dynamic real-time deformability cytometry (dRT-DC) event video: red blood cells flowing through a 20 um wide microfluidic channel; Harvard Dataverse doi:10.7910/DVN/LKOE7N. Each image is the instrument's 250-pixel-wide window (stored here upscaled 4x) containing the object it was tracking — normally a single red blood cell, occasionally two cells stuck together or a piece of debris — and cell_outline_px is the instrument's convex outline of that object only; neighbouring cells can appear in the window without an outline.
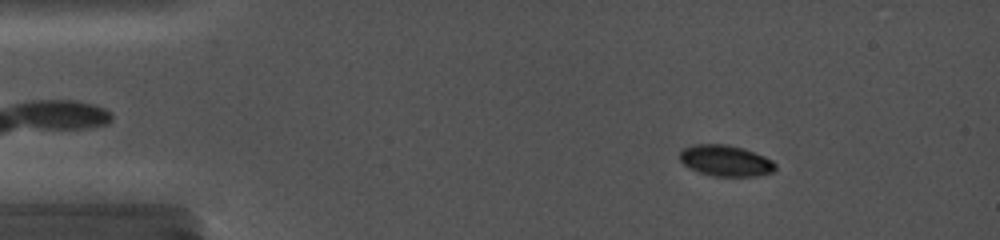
{"species": "common noctule bat (a hibernating species)", "species_latin": "Nyctalus noctula", "temperature_condition": "cold", "stored_images_in_passage": 27, "camera_frame_rate_fps": 5000, "um_per_image_px": 0.085, "animal": {"sex": "female", "body_mass_g": 19.0, "forearm_length_mm": 56.7}, "frame": {"image": 1, "passage_image": 4, "time_ms": 1.8, "image_size_px": [1000, 240], "cell_outline_px": [[776, 168], [772, 172], [756, 176], [712, 176], [688, 168], [680, 160], [680, 152], [684, 148], [692, 144], [728, 144], [744, 148], [764, 156], [772, 160], [776, 164]], "centroid_in_image_um": [61.67, 13.65], "position_along_channel_um": 23.3, "area_um2": 17.4}}
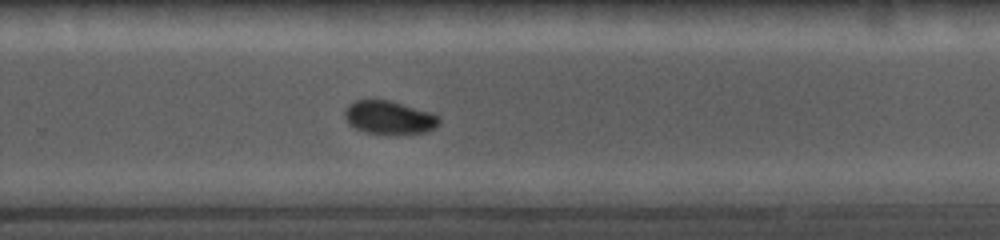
{"frame": {"image": 2, "passage_image": 19, "time_ms": 11.0, "image_size_px": [1000, 240], "cell_outline_px": [[440, 120], [428, 132], [392, 136], [364, 132], [348, 124], [344, 116], [344, 112], [348, 104], [356, 100], [388, 100], [432, 112], [440, 116]], "centroid_in_image_um": [33.07, 10.02], "position_along_channel_um": 296.7, "area_um2": 18.73}}
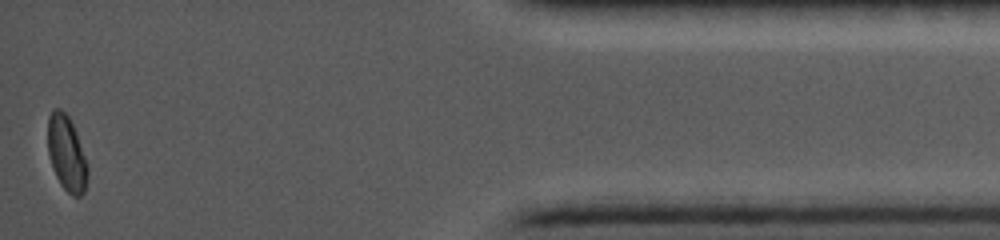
{"frame": {"image": 3, "passage_image": 27, "time_ms": 15.8, "image_size_px": [1000, 240], "cell_outline_px": [[88, 172], [84, 192], [80, 196], [72, 196], [60, 184], [56, 176], [48, 152], [48, 116], [52, 108], [60, 108], [68, 116], [76, 132], [88, 168]], "centroid_in_image_um": [5.65, 13.03], "position_along_channel_um": 429.6, "area_um2": 17.22}}